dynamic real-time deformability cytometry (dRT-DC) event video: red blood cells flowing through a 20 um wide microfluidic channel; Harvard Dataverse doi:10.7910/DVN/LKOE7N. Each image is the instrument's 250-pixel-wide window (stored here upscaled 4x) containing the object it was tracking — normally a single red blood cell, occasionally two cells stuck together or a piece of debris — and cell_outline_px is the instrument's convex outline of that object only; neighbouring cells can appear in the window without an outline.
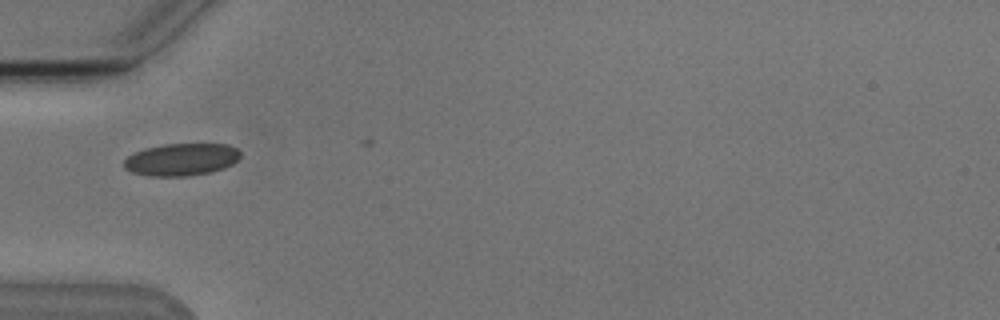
{"species": "Egyptian fruit bat (a non-hibernating species)", "species_latin": "Rousettus aegyptiacus", "temperature_condition": "cold", "stored_images_in_passage": 3, "camera_frame_rate_fps": 3000, "um_per_image_px": 0.085, "animal": {"sex": "male"}, "frame": {"image": 1, "passage_image": 1, "time_ms": 0.0, "image_size_px": [1000, 320], "cell_outline_px": [[240, 156], [232, 164], [224, 168], [208, 172], [188, 176], [148, 176], [132, 172], [124, 168], [124, 160], [128, 156], [144, 148], [164, 144], [228, 144], [236, 148], [240, 152]], "centroid_in_image_um": [15.4, 13.55], "position_along_channel_um": 69.6, "area_um2": 21.85}}
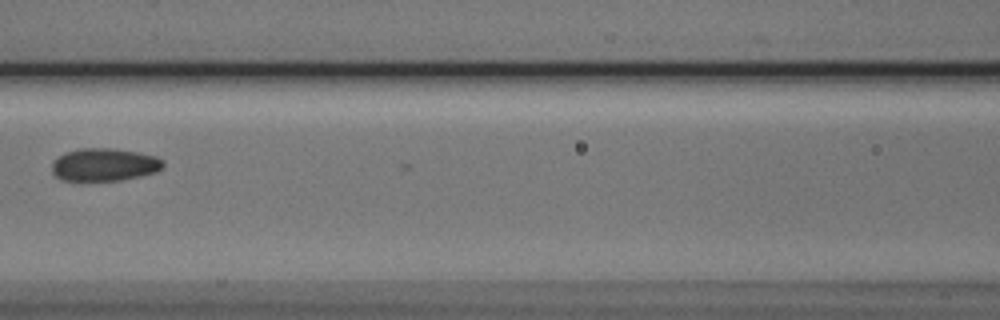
{"frame": {"image": 2, "passage_image": 3, "time_ms": 2.333, "image_size_px": [1000, 320], "cell_outline_px": [[164, 168], [156, 172], [140, 176], [120, 180], [80, 184], [60, 180], [52, 172], [52, 164], [64, 152], [80, 148], [116, 148], [156, 156], [164, 160]], "centroid_in_image_um": [8.84, 14.04], "position_along_channel_um": 157.8, "area_um2": 22.14}}